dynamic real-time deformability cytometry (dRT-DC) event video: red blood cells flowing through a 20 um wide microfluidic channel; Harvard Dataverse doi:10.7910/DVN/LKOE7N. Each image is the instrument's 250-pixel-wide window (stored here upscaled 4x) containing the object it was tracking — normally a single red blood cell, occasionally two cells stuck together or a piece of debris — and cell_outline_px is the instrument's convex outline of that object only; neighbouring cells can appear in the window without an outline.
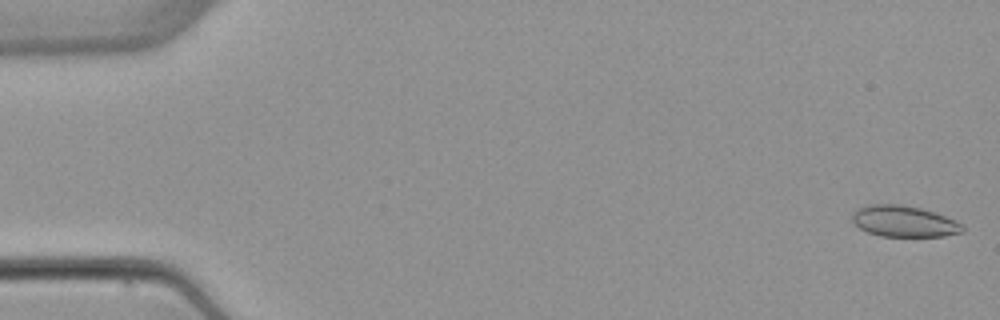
{"species": "common noctule bat (a hibernating species)", "species_latin": "Nyctalus noctula", "temperature_condition": "warm", "stored_images_in_passage": 6, "camera_frame_rate_fps": 3000, "um_per_image_px": 0.085, "animal": {"sex": "female", "body_mass_g": 22.7, "forearm_length_mm": 54.2}, "frame": {"image": 1, "passage_image": 1, "time_ms": 0.0, "image_size_px": [1000, 320], "cell_outline_px": [[964, 232], [944, 236], [880, 236], [868, 232], [860, 228], [852, 220], [852, 212], [860, 208], [872, 204], [900, 204], [920, 208], [956, 220], [964, 224]], "centroid_in_image_um": [76.87, 18.82], "position_along_channel_um": 8.1, "area_um2": 19.94}}
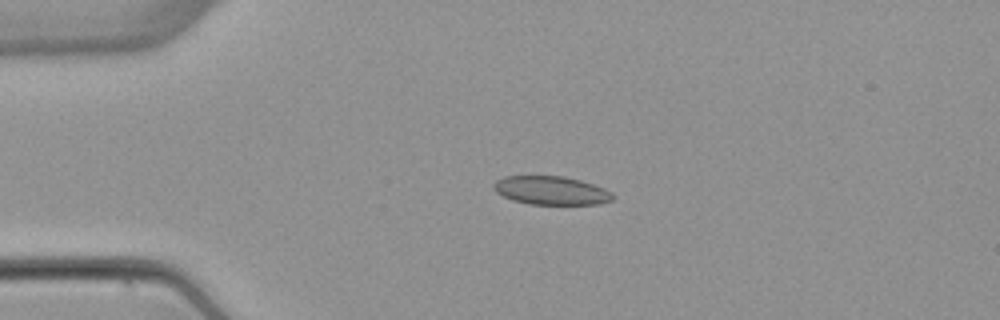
{"frame": {"image": 2, "passage_image": 4, "time_ms": 3.667, "image_size_px": [1000, 320], "cell_outline_px": [[612, 200], [600, 204], [528, 204], [512, 200], [496, 192], [492, 188], [492, 184], [496, 180], [504, 176], [564, 176], [580, 180], [604, 188], [612, 192]], "centroid_in_image_um": [46.81, 16.19], "position_along_channel_um": 38.2, "area_um2": 19.83}}
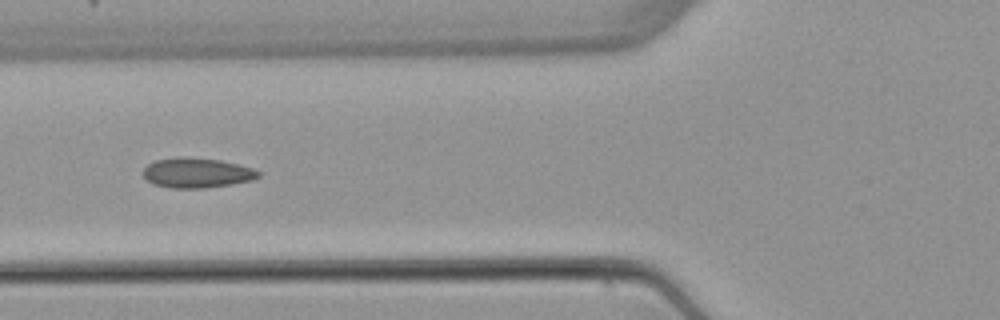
{"frame": {"image": 3, "passage_image": 6, "time_ms": 6.333, "image_size_px": [1000, 320], "cell_outline_px": [[260, 176], [252, 180], [232, 184], [208, 188], [172, 188], [152, 184], [144, 176], [144, 168], [148, 164], [156, 160], [176, 156], [184, 156], [220, 160], [252, 168], [260, 172]], "centroid_in_image_um": [16.72, 14.69], "position_along_channel_um": 109.1, "area_um2": 20.17}}